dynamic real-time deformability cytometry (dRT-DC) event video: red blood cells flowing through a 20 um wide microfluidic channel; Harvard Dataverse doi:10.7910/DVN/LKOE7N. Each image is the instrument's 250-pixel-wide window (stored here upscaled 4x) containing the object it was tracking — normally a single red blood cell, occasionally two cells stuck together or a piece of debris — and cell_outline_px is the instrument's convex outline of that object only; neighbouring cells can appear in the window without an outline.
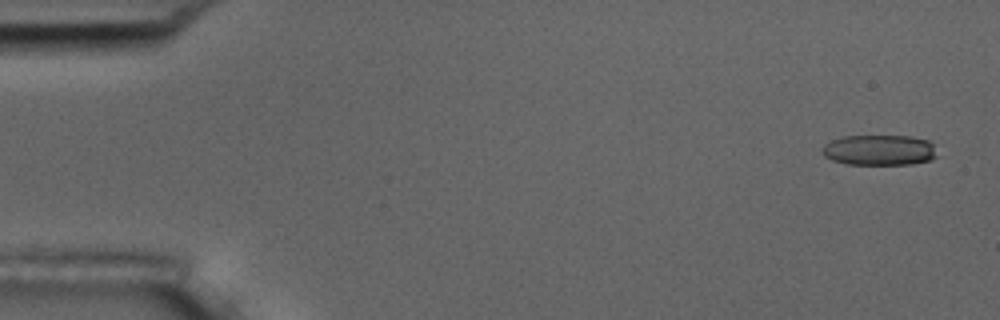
{"species": "common noctule bat (a hibernating species)", "species_latin": "Nyctalus noctula", "temperature_condition": "room temperature", "stored_images_in_passage": 6, "camera_frame_rate_fps": 3000, "um_per_image_px": 0.085, "animal": {"sex": "male", "body_mass_g": 17.5, "forearm_length_mm": 52.3}, "frame": {"image": 1, "passage_image": 1, "time_ms": 0.0, "image_size_px": [1000, 320], "cell_outline_px": [[936, 156], [932, 160], [912, 164], [844, 164], [832, 160], [824, 156], [820, 152], [820, 148], [824, 144], [832, 140], [844, 136], [912, 136], [928, 140], [932, 144]], "centroid_in_image_um": [74.7, 12.76], "position_along_channel_um": 10.3, "area_um2": 20.58}}
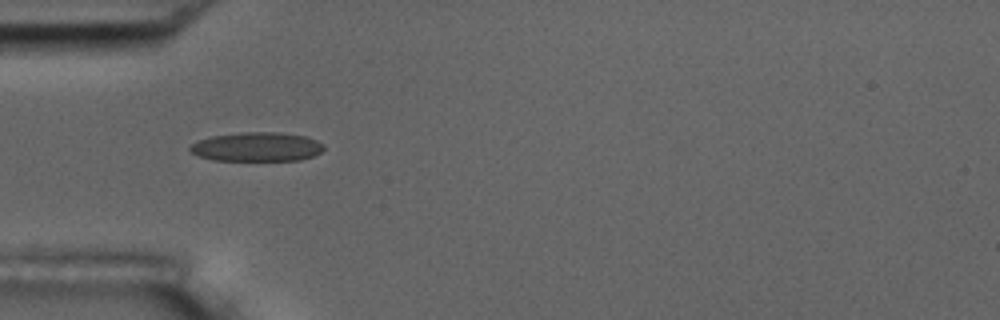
{"frame": {"image": 2, "passage_image": 5, "time_ms": 5.0, "image_size_px": [1000, 320], "cell_outline_px": [[324, 148], [320, 152], [312, 156], [300, 160], [212, 160], [200, 156], [192, 152], [188, 148], [196, 140], [212, 136], [240, 132], [280, 132], [304, 136], [316, 140], [324, 144]], "centroid_in_image_um": [21.82, 12.47], "position_along_channel_um": 63.2, "area_um2": 22.66}}